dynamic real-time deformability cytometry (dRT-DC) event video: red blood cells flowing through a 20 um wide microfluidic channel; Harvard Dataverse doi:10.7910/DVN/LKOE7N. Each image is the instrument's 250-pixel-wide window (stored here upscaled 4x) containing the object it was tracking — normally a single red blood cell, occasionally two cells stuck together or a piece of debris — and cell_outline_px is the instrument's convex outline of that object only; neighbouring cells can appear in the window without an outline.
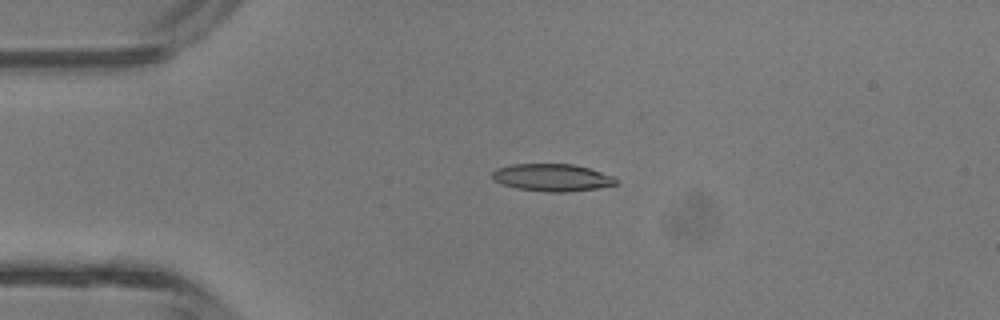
{"species": "common noctule bat (a hibernating species)", "species_latin": "Nyctalus noctula", "temperature_condition": "room temperature", "stored_images_in_passage": 4, "camera_frame_rate_fps": 3000, "um_per_image_px": 0.085, "animal": {"sex": "male", "body_mass_g": 13.3}, "frame": {"image": 1, "passage_image": 3, "time_ms": 2.333, "image_size_px": [1000, 320], "cell_outline_px": [[620, 184], [596, 188], [568, 192], [548, 192], [516, 188], [492, 180], [492, 172], [496, 168], [512, 164], [572, 164], [588, 168], [616, 176], [620, 180]], "centroid_in_image_um": [46.98, 15.09], "position_along_channel_um": 38.0, "area_um2": 19.94}}